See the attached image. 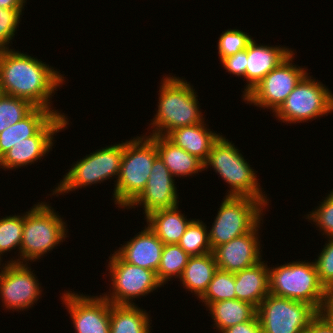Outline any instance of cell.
Here are the masks:
<instances>
[{"mask_svg":"<svg viewBox=\"0 0 333 333\" xmlns=\"http://www.w3.org/2000/svg\"><path fill=\"white\" fill-rule=\"evenodd\" d=\"M65 79L56 68L26 52L14 48L0 50V85L4 94L26 99L55 114H64L51 104L52 96L66 82Z\"/></svg>","mask_w":333,"mask_h":333,"instance_id":"cell-1","label":"cell"},{"mask_svg":"<svg viewBox=\"0 0 333 333\" xmlns=\"http://www.w3.org/2000/svg\"><path fill=\"white\" fill-rule=\"evenodd\" d=\"M164 78V79H163ZM161 79L156 114L147 136H166L170 131L204 122L197 92L185 78L165 75Z\"/></svg>","mask_w":333,"mask_h":333,"instance_id":"cell-2","label":"cell"},{"mask_svg":"<svg viewBox=\"0 0 333 333\" xmlns=\"http://www.w3.org/2000/svg\"><path fill=\"white\" fill-rule=\"evenodd\" d=\"M232 142L221 133L204 162V170H211L212 167L218 177L221 176L229 184L230 190L228 189L226 196H247L261 200L268 206L270 199L258 182L256 170L250 167L241 150Z\"/></svg>","mask_w":333,"mask_h":333,"instance_id":"cell-3","label":"cell"},{"mask_svg":"<svg viewBox=\"0 0 333 333\" xmlns=\"http://www.w3.org/2000/svg\"><path fill=\"white\" fill-rule=\"evenodd\" d=\"M146 134L145 132L143 136L124 142L122 163L111 199L123 210L145 189L154 160L158 156L155 142Z\"/></svg>","mask_w":333,"mask_h":333,"instance_id":"cell-4","label":"cell"},{"mask_svg":"<svg viewBox=\"0 0 333 333\" xmlns=\"http://www.w3.org/2000/svg\"><path fill=\"white\" fill-rule=\"evenodd\" d=\"M67 228L66 221L48 202L34 204L24 212L20 263L36 262L61 245L67 238Z\"/></svg>","mask_w":333,"mask_h":333,"instance_id":"cell-5","label":"cell"},{"mask_svg":"<svg viewBox=\"0 0 333 333\" xmlns=\"http://www.w3.org/2000/svg\"><path fill=\"white\" fill-rule=\"evenodd\" d=\"M270 294L302 301L318 312L324 307L327 290L319 282L314 261H292L269 266Z\"/></svg>","mask_w":333,"mask_h":333,"instance_id":"cell-6","label":"cell"},{"mask_svg":"<svg viewBox=\"0 0 333 333\" xmlns=\"http://www.w3.org/2000/svg\"><path fill=\"white\" fill-rule=\"evenodd\" d=\"M121 142L101 147V149L86 154L83 156L84 158L78 159L71 165L55 189L51 190L50 196L65 195L93 184H101L112 178L116 179L113 183L115 186L124 154V142Z\"/></svg>","mask_w":333,"mask_h":333,"instance_id":"cell-7","label":"cell"},{"mask_svg":"<svg viewBox=\"0 0 333 333\" xmlns=\"http://www.w3.org/2000/svg\"><path fill=\"white\" fill-rule=\"evenodd\" d=\"M266 208L261 200L255 198L225 195L212 227L208 230L212 251L250 232L263 219Z\"/></svg>","mask_w":333,"mask_h":333,"instance_id":"cell-8","label":"cell"},{"mask_svg":"<svg viewBox=\"0 0 333 333\" xmlns=\"http://www.w3.org/2000/svg\"><path fill=\"white\" fill-rule=\"evenodd\" d=\"M332 112V91L307 73L273 116L288 125L308 123Z\"/></svg>","mask_w":333,"mask_h":333,"instance_id":"cell-9","label":"cell"},{"mask_svg":"<svg viewBox=\"0 0 333 333\" xmlns=\"http://www.w3.org/2000/svg\"><path fill=\"white\" fill-rule=\"evenodd\" d=\"M113 252L106 267L112 286L108 293L102 294L109 302L133 305L135 298L146 297L163 286L154 271L125 262L115 250Z\"/></svg>","mask_w":333,"mask_h":333,"instance_id":"cell-10","label":"cell"},{"mask_svg":"<svg viewBox=\"0 0 333 333\" xmlns=\"http://www.w3.org/2000/svg\"><path fill=\"white\" fill-rule=\"evenodd\" d=\"M319 312L310 304L268 294L257 308L263 333H305Z\"/></svg>","mask_w":333,"mask_h":333,"instance_id":"cell-11","label":"cell"},{"mask_svg":"<svg viewBox=\"0 0 333 333\" xmlns=\"http://www.w3.org/2000/svg\"><path fill=\"white\" fill-rule=\"evenodd\" d=\"M293 51L276 68L270 71L242 100L246 104L270 109L275 113L308 73L307 68L296 65ZM294 63V65H293Z\"/></svg>","mask_w":333,"mask_h":333,"instance_id":"cell-12","label":"cell"},{"mask_svg":"<svg viewBox=\"0 0 333 333\" xmlns=\"http://www.w3.org/2000/svg\"><path fill=\"white\" fill-rule=\"evenodd\" d=\"M28 264H0V299L5 310L27 311L42 297L39 279Z\"/></svg>","mask_w":333,"mask_h":333,"instance_id":"cell-13","label":"cell"},{"mask_svg":"<svg viewBox=\"0 0 333 333\" xmlns=\"http://www.w3.org/2000/svg\"><path fill=\"white\" fill-rule=\"evenodd\" d=\"M61 298L75 333L110 332V302L103 295L89 296L68 290L62 292Z\"/></svg>","mask_w":333,"mask_h":333,"instance_id":"cell-14","label":"cell"},{"mask_svg":"<svg viewBox=\"0 0 333 333\" xmlns=\"http://www.w3.org/2000/svg\"><path fill=\"white\" fill-rule=\"evenodd\" d=\"M65 114H56L35 136L26 138L14 145L0 158V168L7 170L40 162L45 155L52 151L55 144L54 136L68 128L69 118ZM43 157V158H42Z\"/></svg>","mask_w":333,"mask_h":333,"instance_id":"cell-15","label":"cell"},{"mask_svg":"<svg viewBox=\"0 0 333 333\" xmlns=\"http://www.w3.org/2000/svg\"><path fill=\"white\" fill-rule=\"evenodd\" d=\"M175 180L158 155L154 160L145 189L126 209L142 206L140 208H143V214L146 217L153 211L179 205L180 198Z\"/></svg>","mask_w":333,"mask_h":333,"instance_id":"cell-16","label":"cell"},{"mask_svg":"<svg viewBox=\"0 0 333 333\" xmlns=\"http://www.w3.org/2000/svg\"><path fill=\"white\" fill-rule=\"evenodd\" d=\"M263 222L262 219L250 232L233 238L212 251L218 269L235 273L263 260L262 244L259 240V229L261 230L260 226L263 225Z\"/></svg>","mask_w":333,"mask_h":333,"instance_id":"cell-17","label":"cell"},{"mask_svg":"<svg viewBox=\"0 0 333 333\" xmlns=\"http://www.w3.org/2000/svg\"><path fill=\"white\" fill-rule=\"evenodd\" d=\"M294 50L282 45L269 46L252 40L247 46L246 86L244 98L270 71L276 68Z\"/></svg>","mask_w":333,"mask_h":333,"instance_id":"cell-18","label":"cell"},{"mask_svg":"<svg viewBox=\"0 0 333 333\" xmlns=\"http://www.w3.org/2000/svg\"><path fill=\"white\" fill-rule=\"evenodd\" d=\"M164 244L156 234L145 225L134 237L121 247L116 249V253L125 261L132 265L139 266L157 272Z\"/></svg>","mask_w":333,"mask_h":333,"instance_id":"cell-19","label":"cell"},{"mask_svg":"<svg viewBox=\"0 0 333 333\" xmlns=\"http://www.w3.org/2000/svg\"><path fill=\"white\" fill-rule=\"evenodd\" d=\"M205 122L176 128L170 131L165 137L174 145L196 156L204 163L208 158L213 144L221 136L220 133L217 134L215 131L210 130Z\"/></svg>","mask_w":333,"mask_h":333,"instance_id":"cell-20","label":"cell"},{"mask_svg":"<svg viewBox=\"0 0 333 333\" xmlns=\"http://www.w3.org/2000/svg\"><path fill=\"white\" fill-rule=\"evenodd\" d=\"M236 299L251 303L256 308L270 293L269 266L265 261L235 272Z\"/></svg>","mask_w":333,"mask_h":333,"instance_id":"cell-21","label":"cell"},{"mask_svg":"<svg viewBox=\"0 0 333 333\" xmlns=\"http://www.w3.org/2000/svg\"><path fill=\"white\" fill-rule=\"evenodd\" d=\"M149 137L155 142L158 155L174 178L192 177L204 171V163L201 160L174 145L165 136L151 135Z\"/></svg>","mask_w":333,"mask_h":333,"instance_id":"cell-22","label":"cell"},{"mask_svg":"<svg viewBox=\"0 0 333 333\" xmlns=\"http://www.w3.org/2000/svg\"><path fill=\"white\" fill-rule=\"evenodd\" d=\"M56 114L43 107H35L25 118L9 125L0 133V158L15 144L35 136Z\"/></svg>","mask_w":333,"mask_h":333,"instance_id":"cell-23","label":"cell"},{"mask_svg":"<svg viewBox=\"0 0 333 333\" xmlns=\"http://www.w3.org/2000/svg\"><path fill=\"white\" fill-rule=\"evenodd\" d=\"M178 207L179 205L159 209L144 217L147 225L163 244H178L188 225L194 220H188Z\"/></svg>","mask_w":333,"mask_h":333,"instance_id":"cell-24","label":"cell"},{"mask_svg":"<svg viewBox=\"0 0 333 333\" xmlns=\"http://www.w3.org/2000/svg\"><path fill=\"white\" fill-rule=\"evenodd\" d=\"M217 270L213 252L201 256H190L179 280L184 290L200 298Z\"/></svg>","mask_w":333,"mask_h":333,"instance_id":"cell-25","label":"cell"},{"mask_svg":"<svg viewBox=\"0 0 333 333\" xmlns=\"http://www.w3.org/2000/svg\"><path fill=\"white\" fill-rule=\"evenodd\" d=\"M150 321L152 322L150 314L137 304H112L110 302L109 333H152Z\"/></svg>","mask_w":333,"mask_h":333,"instance_id":"cell-26","label":"cell"},{"mask_svg":"<svg viewBox=\"0 0 333 333\" xmlns=\"http://www.w3.org/2000/svg\"><path fill=\"white\" fill-rule=\"evenodd\" d=\"M206 310L214 321L213 328L219 333L230 326L252 320L257 315L254 305L238 299L211 303Z\"/></svg>","mask_w":333,"mask_h":333,"instance_id":"cell-27","label":"cell"},{"mask_svg":"<svg viewBox=\"0 0 333 333\" xmlns=\"http://www.w3.org/2000/svg\"><path fill=\"white\" fill-rule=\"evenodd\" d=\"M189 255L178 244H164L159 268L156 272L158 281L166 285L171 279H179L187 265Z\"/></svg>","mask_w":333,"mask_h":333,"instance_id":"cell-28","label":"cell"},{"mask_svg":"<svg viewBox=\"0 0 333 333\" xmlns=\"http://www.w3.org/2000/svg\"><path fill=\"white\" fill-rule=\"evenodd\" d=\"M24 224V213L21 215H7L0 218V264L3 261V255L17 249L18 258H11L5 262H18L20 263V247L22 241ZM17 247V248H16ZM15 259V260H14Z\"/></svg>","mask_w":333,"mask_h":333,"instance_id":"cell-29","label":"cell"},{"mask_svg":"<svg viewBox=\"0 0 333 333\" xmlns=\"http://www.w3.org/2000/svg\"><path fill=\"white\" fill-rule=\"evenodd\" d=\"M206 224L194 218L182 235L178 245L189 256H201L212 252Z\"/></svg>","mask_w":333,"mask_h":333,"instance_id":"cell-30","label":"cell"},{"mask_svg":"<svg viewBox=\"0 0 333 333\" xmlns=\"http://www.w3.org/2000/svg\"><path fill=\"white\" fill-rule=\"evenodd\" d=\"M228 299H236L235 273L218 269L199 301L207 308L211 303Z\"/></svg>","mask_w":333,"mask_h":333,"instance_id":"cell-31","label":"cell"},{"mask_svg":"<svg viewBox=\"0 0 333 333\" xmlns=\"http://www.w3.org/2000/svg\"><path fill=\"white\" fill-rule=\"evenodd\" d=\"M35 107L26 99L3 93L0 96V133L25 118Z\"/></svg>","mask_w":333,"mask_h":333,"instance_id":"cell-32","label":"cell"},{"mask_svg":"<svg viewBox=\"0 0 333 333\" xmlns=\"http://www.w3.org/2000/svg\"><path fill=\"white\" fill-rule=\"evenodd\" d=\"M313 211L308 212L309 214L304 215L308 222H313L316 228H319V233L322 232V236L325 235L327 238H333V189L325 195Z\"/></svg>","mask_w":333,"mask_h":333,"instance_id":"cell-33","label":"cell"},{"mask_svg":"<svg viewBox=\"0 0 333 333\" xmlns=\"http://www.w3.org/2000/svg\"><path fill=\"white\" fill-rule=\"evenodd\" d=\"M218 39V57L221 61L223 58L245 50L248 44L253 40V37L242 30L230 28L222 31Z\"/></svg>","mask_w":333,"mask_h":333,"instance_id":"cell-34","label":"cell"},{"mask_svg":"<svg viewBox=\"0 0 333 333\" xmlns=\"http://www.w3.org/2000/svg\"><path fill=\"white\" fill-rule=\"evenodd\" d=\"M24 9L0 8V50L9 49L17 34Z\"/></svg>","mask_w":333,"mask_h":333,"instance_id":"cell-35","label":"cell"},{"mask_svg":"<svg viewBox=\"0 0 333 333\" xmlns=\"http://www.w3.org/2000/svg\"><path fill=\"white\" fill-rule=\"evenodd\" d=\"M314 263L319 282L326 290L333 288V238H328Z\"/></svg>","mask_w":333,"mask_h":333,"instance_id":"cell-36","label":"cell"},{"mask_svg":"<svg viewBox=\"0 0 333 333\" xmlns=\"http://www.w3.org/2000/svg\"><path fill=\"white\" fill-rule=\"evenodd\" d=\"M246 59L247 48L234 55L223 58L220 62L228 74H233L236 77H241L246 80Z\"/></svg>","mask_w":333,"mask_h":333,"instance_id":"cell-37","label":"cell"},{"mask_svg":"<svg viewBox=\"0 0 333 333\" xmlns=\"http://www.w3.org/2000/svg\"><path fill=\"white\" fill-rule=\"evenodd\" d=\"M221 333H263L257 315L249 321L230 326Z\"/></svg>","mask_w":333,"mask_h":333,"instance_id":"cell-38","label":"cell"},{"mask_svg":"<svg viewBox=\"0 0 333 333\" xmlns=\"http://www.w3.org/2000/svg\"><path fill=\"white\" fill-rule=\"evenodd\" d=\"M305 333H333L330 323L318 313L310 322Z\"/></svg>","mask_w":333,"mask_h":333,"instance_id":"cell-39","label":"cell"},{"mask_svg":"<svg viewBox=\"0 0 333 333\" xmlns=\"http://www.w3.org/2000/svg\"><path fill=\"white\" fill-rule=\"evenodd\" d=\"M27 0H0V8L24 9Z\"/></svg>","mask_w":333,"mask_h":333,"instance_id":"cell-40","label":"cell"},{"mask_svg":"<svg viewBox=\"0 0 333 333\" xmlns=\"http://www.w3.org/2000/svg\"><path fill=\"white\" fill-rule=\"evenodd\" d=\"M324 307L333 315V288L327 290Z\"/></svg>","mask_w":333,"mask_h":333,"instance_id":"cell-41","label":"cell"},{"mask_svg":"<svg viewBox=\"0 0 333 333\" xmlns=\"http://www.w3.org/2000/svg\"><path fill=\"white\" fill-rule=\"evenodd\" d=\"M319 313L330 323L331 327L333 328V315L323 307Z\"/></svg>","mask_w":333,"mask_h":333,"instance_id":"cell-42","label":"cell"},{"mask_svg":"<svg viewBox=\"0 0 333 333\" xmlns=\"http://www.w3.org/2000/svg\"><path fill=\"white\" fill-rule=\"evenodd\" d=\"M3 93H2V89H1V85H0V96L2 95Z\"/></svg>","mask_w":333,"mask_h":333,"instance_id":"cell-43","label":"cell"}]
</instances>
